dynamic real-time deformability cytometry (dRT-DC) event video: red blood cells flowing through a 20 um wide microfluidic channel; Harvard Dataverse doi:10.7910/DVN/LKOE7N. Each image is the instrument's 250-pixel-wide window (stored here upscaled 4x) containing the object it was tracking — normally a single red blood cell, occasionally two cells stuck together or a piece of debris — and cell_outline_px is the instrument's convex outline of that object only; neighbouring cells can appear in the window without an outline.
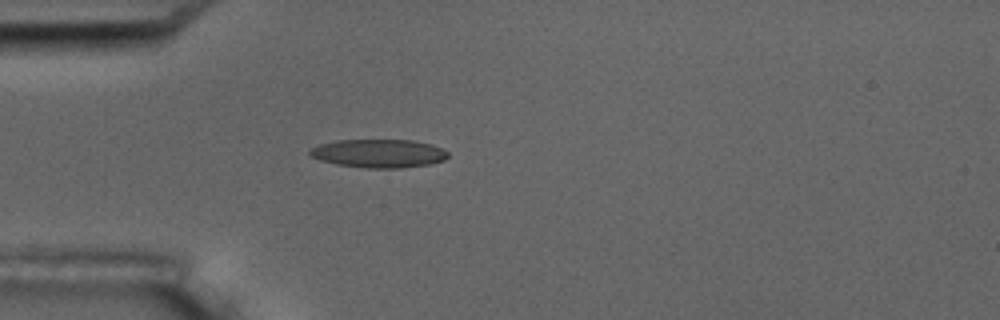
{"species": "common noctule bat (a hibernating species)", "species_latin": "Nyctalus noctula", "temperature_condition": "room temperature", "stored_images_in_passage": 1, "camera_frame_rate_fps": 3000, "um_per_image_px": 0.085, "animal": {"sex": "male", "body_mass_g": 17.5, "forearm_length_mm": 52.3}, "frame": {"image": 1, "passage_image": 1, "time_ms": 0.0, "image_size_px": [1000, 320], "cell_outline_px": [[448, 156], [444, 160], [428, 164], [400, 168], [368, 168], [336, 164], [320, 160], [312, 156], [308, 152], [312, 148], [320, 144], [336, 140], [412, 140], [432, 144], [448, 152]], "centroid_in_image_um": [32.2, 13.03], "position_along_channel_um": 52.8, "area_um2": 22.72}}